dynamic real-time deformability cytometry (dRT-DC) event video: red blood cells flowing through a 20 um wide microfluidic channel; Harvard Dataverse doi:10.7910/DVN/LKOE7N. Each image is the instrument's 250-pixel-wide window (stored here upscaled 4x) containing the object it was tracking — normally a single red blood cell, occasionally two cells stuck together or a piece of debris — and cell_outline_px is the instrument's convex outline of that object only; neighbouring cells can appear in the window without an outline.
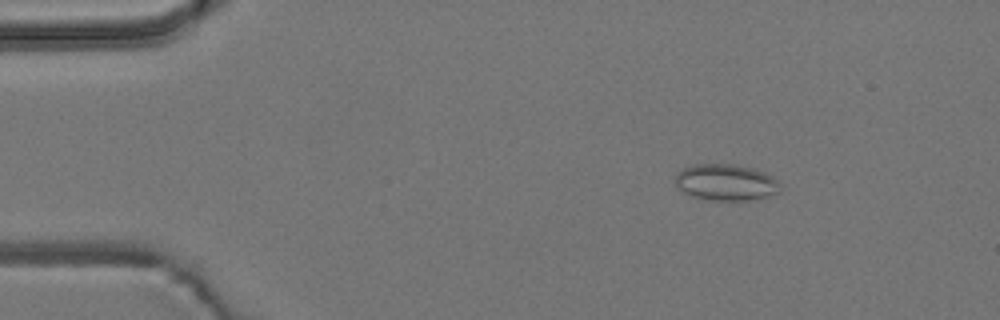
{"species": "common noctule bat (a hibernating species)", "species_latin": "Nyctalus noctula", "temperature_condition": "room temperature", "stored_images_in_passage": 6, "camera_frame_rate_fps": 3000, "um_per_image_px": 0.085, "animal": {"sex": "male", "body_mass_g": 19.2, "forearm_length_mm": 51.8}, "frame": {"image": 1, "passage_image": 2, "time_ms": 2.333, "image_size_px": [1000, 320], "cell_outline_px": [[780, 192], [768, 196], [748, 200], [712, 200], [692, 196], [684, 192], [676, 184], [676, 172], [684, 168], [696, 164], [736, 164], [752, 168], [764, 172], [772, 176], [780, 184]], "centroid_in_image_um": [61.72, 15.49], "position_along_channel_um": 23.3, "area_um2": 22.14}}
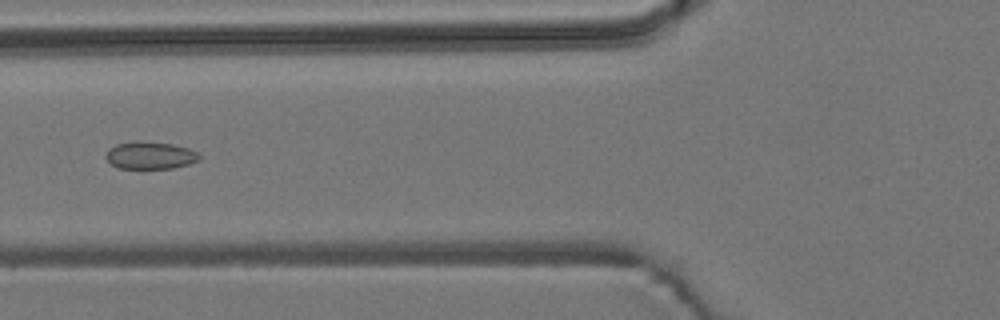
{"frame": {"image": 2, "passage_image": 6, "time_ms": 6.667, "image_size_px": [1000, 320], "cell_outline_px": [[200, 160], [188, 164], [172, 168], [120, 168], [112, 164], [104, 156], [108, 148], [116, 144], [172, 144], [188, 148], [196, 152], [200, 156]], "centroid_in_image_um": [12.78, 13.25], "position_along_channel_um": 113.0, "area_um2": 14.1}}